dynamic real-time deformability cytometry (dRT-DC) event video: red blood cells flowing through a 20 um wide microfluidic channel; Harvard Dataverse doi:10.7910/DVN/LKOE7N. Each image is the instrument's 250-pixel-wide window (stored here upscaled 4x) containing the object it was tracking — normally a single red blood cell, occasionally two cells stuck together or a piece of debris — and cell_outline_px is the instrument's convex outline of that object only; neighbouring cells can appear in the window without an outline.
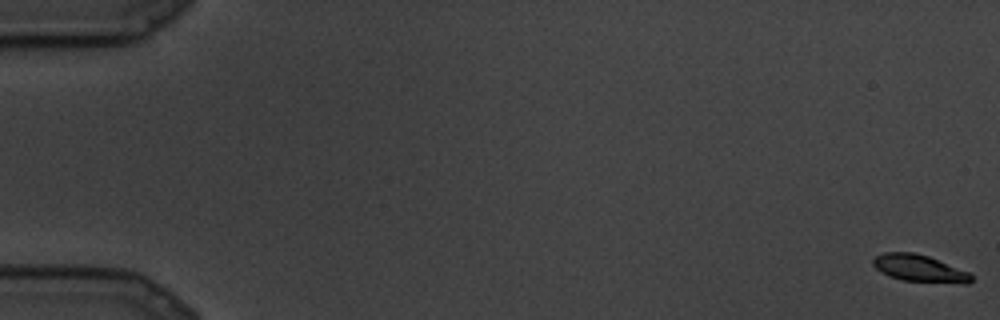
{"species": "common noctule bat (a hibernating species)", "species_latin": "Nyctalus noctula", "temperature_condition": "cold", "stored_images_in_passage": 16, "camera_frame_rate_fps": 3000, "um_per_image_px": 0.085, "animal": {"sex": "male", "body_mass_g": 19.5, "forearm_length_mm": 54.6}, "frame": {"image": 1, "passage_image": 1, "time_ms": 0.0, "image_size_px": [1000, 320], "cell_outline_px": [[972, 280], [968, 284], [964, 284], [900, 280], [888, 276], [880, 272], [872, 264], [872, 260], [876, 256], [884, 252], [916, 252], [928, 256], [968, 272], [972, 276]], "centroid_in_image_um": [78.12, 22.82], "position_along_channel_um": 6.9, "area_um2": 15.55}}